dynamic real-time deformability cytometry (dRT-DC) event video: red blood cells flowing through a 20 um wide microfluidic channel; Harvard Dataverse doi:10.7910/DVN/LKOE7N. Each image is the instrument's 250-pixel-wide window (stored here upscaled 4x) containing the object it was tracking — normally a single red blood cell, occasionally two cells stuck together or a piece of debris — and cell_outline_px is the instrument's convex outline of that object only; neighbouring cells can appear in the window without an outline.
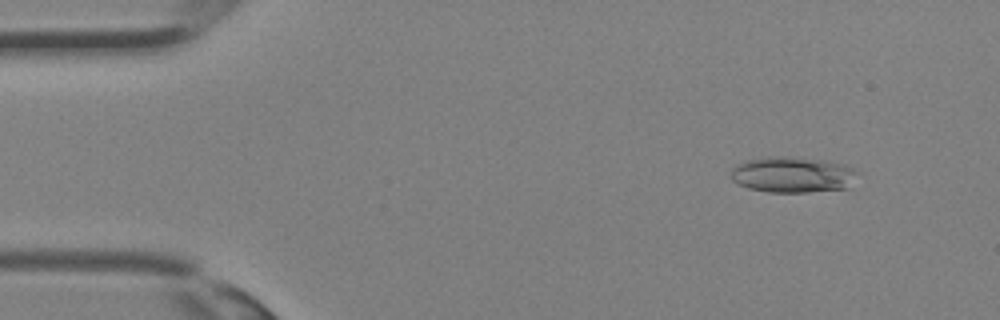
{"species": "Egyptian fruit bat (a non-hibernating species)", "species_latin": "Rousettus aegyptiacus", "temperature_condition": "room temperature", "stored_images_in_passage": 32, "camera_frame_rate_fps": 3000, "um_per_image_px": 0.085, "animal": {"sex": "female"}, "frame": {"image": 1, "passage_image": 1, "time_ms": 0.0, "image_size_px": [1000, 320], "cell_outline_px": [[856, 172], [848, 188], [808, 192], [768, 192], [748, 188], [732, 180], [732, 168], [736, 164], [748, 160], [768, 156], [784, 156], [828, 160], [844, 164], [852, 168]], "centroid_in_image_um": [67.35, 14.84], "position_along_channel_um": 17.6, "area_um2": 26.36}}
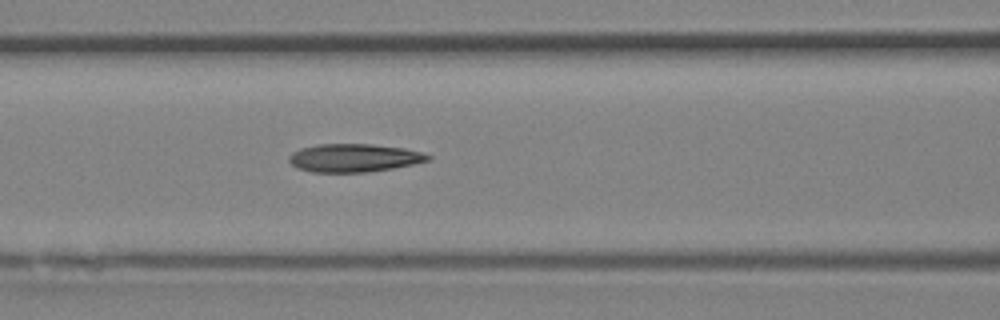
{"frame": {"image": 2, "passage_image": 12, "time_ms": 3.667, "image_size_px": [1000, 320], "cell_outline_px": [[432, 160], [392, 168], [368, 172], [312, 172], [296, 168], [288, 160], [288, 156], [292, 152], [300, 148], [320, 144], [372, 144], [404, 148], [420, 152], [432, 156]], "centroid_in_image_um": [30.07, 13.42], "position_along_channel_um": 136.5, "area_um2": 22.83}}
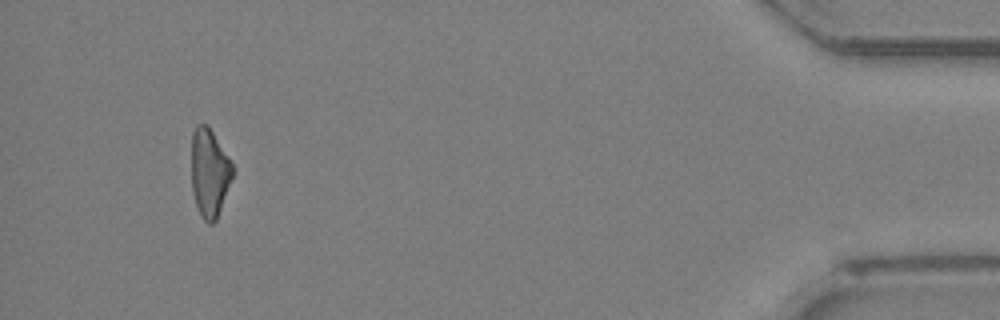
{"frame": {"image": 3, "passage_image": 30, "time_ms": 9.667, "image_size_px": [1000, 320], "cell_outline_px": [[236, 168], [216, 220], [212, 224], [208, 224], [204, 220], [196, 204], [192, 192], [192, 132], [196, 124], [208, 124]], "centroid_in_image_um": [17.82, 14.65], "position_along_channel_um": 417.4, "area_um2": 21.33}}